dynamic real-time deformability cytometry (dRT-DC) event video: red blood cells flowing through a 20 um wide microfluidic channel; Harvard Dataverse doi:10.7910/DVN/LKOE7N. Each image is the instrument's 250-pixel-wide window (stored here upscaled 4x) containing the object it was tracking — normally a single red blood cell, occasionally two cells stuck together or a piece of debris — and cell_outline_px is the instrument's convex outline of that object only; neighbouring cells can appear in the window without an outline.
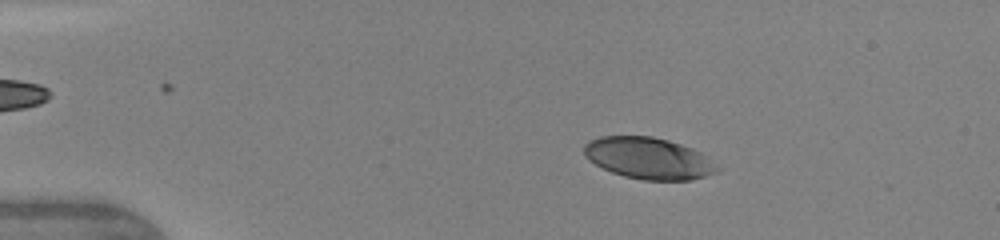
{"species": "human", "species_latin": "Homo sapiens", "temperature_condition": "warm", "stored_images_in_passage": 8, "camera_frame_rate_fps": 3000, "um_per_image_px": 0.085, "donor": {"sex": "female"}, "frame": {"image": 1, "passage_image": 4, "time_ms": 2.333, "image_size_px": [1000, 240], "cell_outline_px": [[720, 168], [716, 172], [704, 176], [688, 180], [644, 180], [624, 176], [612, 172], [596, 164], [584, 156], [584, 144], [588, 140], [600, 136], [652, 136], [668, 140], [692, 148], [700, 152]], "centroid_in_image_um": [55.09, 13.44], "position_along_channel_um": 29.9, "area_um2": 32.02}}
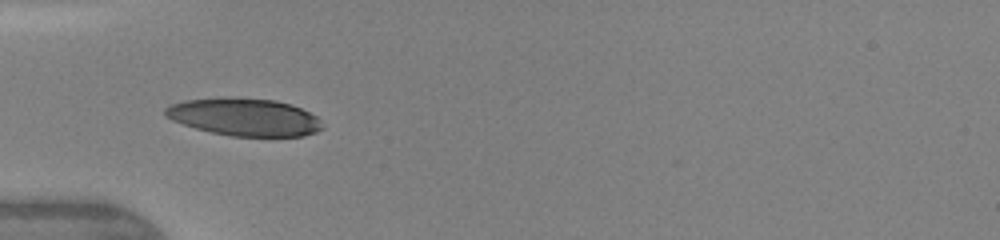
{"frame": {"image": 2, "passage_image": 6, "time_ms": 4.667, "image_size_px": [1000, 240], "cell_outline_px": [[324, 128], [316, 132], [304, 136], [232, 136], [212, 132], [196, 128], [172, 120], [164, 116], [164, 108], [168, 104], [184, 100], [220, 96], [228, 96], [276, 100], [292, 104], [316, 116], [320, 120]], "centroid_in_image_um": [20.74, 9.92], "position_along_channel_um": 64.3, "area_um2": 34.85}}